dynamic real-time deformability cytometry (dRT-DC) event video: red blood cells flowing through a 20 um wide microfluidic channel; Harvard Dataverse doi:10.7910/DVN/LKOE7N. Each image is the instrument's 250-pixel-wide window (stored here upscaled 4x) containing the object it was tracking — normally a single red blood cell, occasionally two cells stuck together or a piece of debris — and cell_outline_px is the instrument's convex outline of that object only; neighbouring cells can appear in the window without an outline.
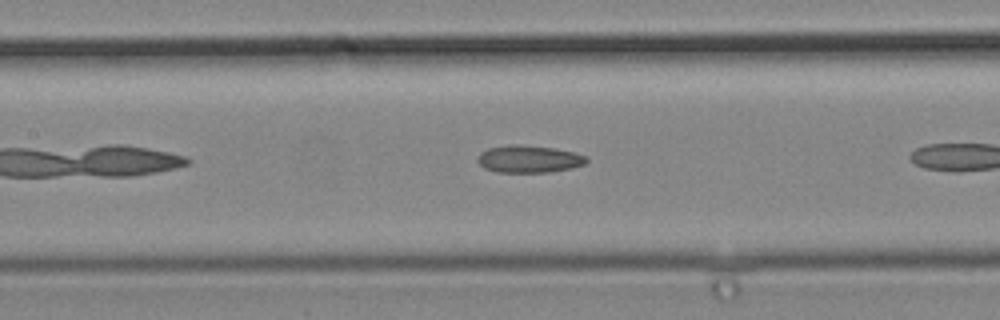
{"species": "common noctule bat (a hibernating species)", "species_latin": "Nyctalus noctula", "temperature_condition": "cold", "stored_images_in_passage": 11, "camera_frame_rate_fps": 3000, "um_per_image_px": 0.085, "animal": {"sex": "male", "body_mass_g": 19.2, "forearm_length_mm": 51.8}, "frame": {"image": 1, "passage_image": 8, "time_ms": 2.333, "image_size_px": [1000, 320], "cell_outline_px": [[588, 160], [584, 164], [572, 168], [548, 172], [496, 172], [484, 168], [476, 160], [480, 152], [488, 148], [512, 144], [516, 144], [552, 148], [572, 152], [588, 156]], "centroid_in_image_um": [44.93, 13.52], "position_along_channel_um": 162.5, "area_um2": 17.28}}